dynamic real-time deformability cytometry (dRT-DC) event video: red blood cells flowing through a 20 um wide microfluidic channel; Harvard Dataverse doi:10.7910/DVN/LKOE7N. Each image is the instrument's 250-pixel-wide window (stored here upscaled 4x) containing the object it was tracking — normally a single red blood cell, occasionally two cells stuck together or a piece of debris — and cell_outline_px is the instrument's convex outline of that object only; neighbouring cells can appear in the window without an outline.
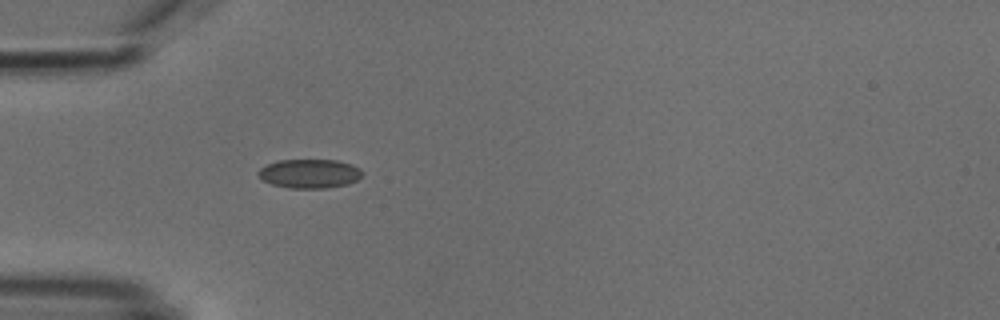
{"species": "common noctule bat (a hibernating species)", "species_latin": "Nyctalus noctula", "temperature_condition": "cold", "stored_images_in_passage": 1, "camera_frame_rate_fps": 3000, "um_per_image_px": 0.085, "animal": {"sex": "male", "body_mass_g": 18.8}, "frame": {"image": 1, "passage_image": 1, "time_ms": 0.0, "image_size_px": [1000, 320], "cell_outline_px": [[364, 172], [356, 180], [348, 184], [328, 188], [288, 188], [272, 184], [264, 180], [256, 172], [260, 168], [276, 160], [336, 160], [352, 164], [360, 168]], "centroid_in_image_um": [26.32, 14.75], "position_along_channel_um": 58.7, "area_um2": 17.63}}